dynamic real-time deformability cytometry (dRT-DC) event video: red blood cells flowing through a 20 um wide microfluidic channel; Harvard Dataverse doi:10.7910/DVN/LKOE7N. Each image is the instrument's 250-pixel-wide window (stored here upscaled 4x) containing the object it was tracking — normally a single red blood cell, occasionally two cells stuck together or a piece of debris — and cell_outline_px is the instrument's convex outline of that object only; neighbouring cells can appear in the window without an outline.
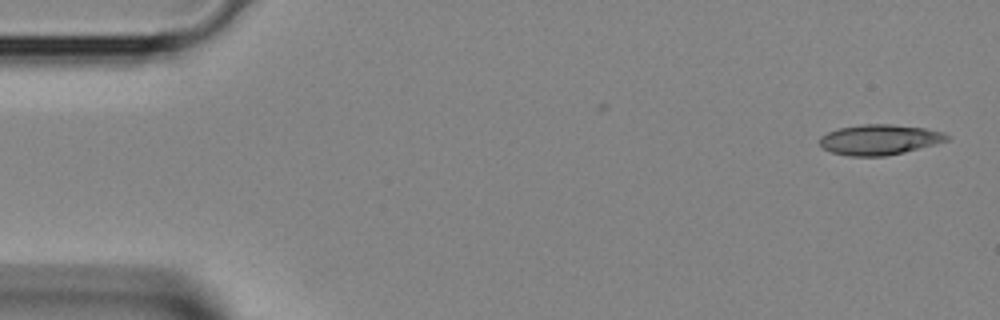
{"species": "Egyptian fruit bat (a non-hibernating species)", "species_latin": "Rousettus aegyptiacus", "temperature_condition": "room temperature", "stored_images_in_passage": 4, "camera_frame_rate_fps": 3000, "um_per_image_px": 0.085, "animal": {"sex": "female"}, "frame": {"image": 1, "passage_image": 1, "time_ms": 0.0, "image_size_px": [1000, 320], "cell_outline_px": [[948, 140], [904, 152], [884, 156], [848, 156], [832, 152], [824, 148], [820, 144], [820, 136], [828, 132], [840, 128], [860, 124], [892, 124], [924, 128], [944, 132], [948, 136]], "centroid_in_image_um": [74.73, 11.86], "position_along_channel_um": 10.3, "area_um2": 22.25}}
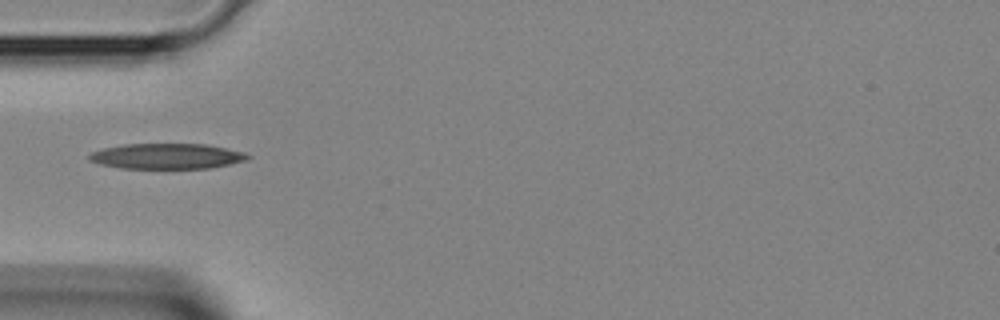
{"frame": {"image": 2, "passage_image": 4, "time_ms": 1.0, "image_size_px": [1000, 320], "cell_outline_px": [[252, 156], [248, 160], [212, 168], [120, 168], [100, 164], [88, 160], [88, 156], [92, 152], [104, 148], [124, 144], [204, 144], [244, 152]], "centroid_in_image_um": [14.19, 13.28], "position_along_channel_um": 70.8, "area_um2": 23.47}}